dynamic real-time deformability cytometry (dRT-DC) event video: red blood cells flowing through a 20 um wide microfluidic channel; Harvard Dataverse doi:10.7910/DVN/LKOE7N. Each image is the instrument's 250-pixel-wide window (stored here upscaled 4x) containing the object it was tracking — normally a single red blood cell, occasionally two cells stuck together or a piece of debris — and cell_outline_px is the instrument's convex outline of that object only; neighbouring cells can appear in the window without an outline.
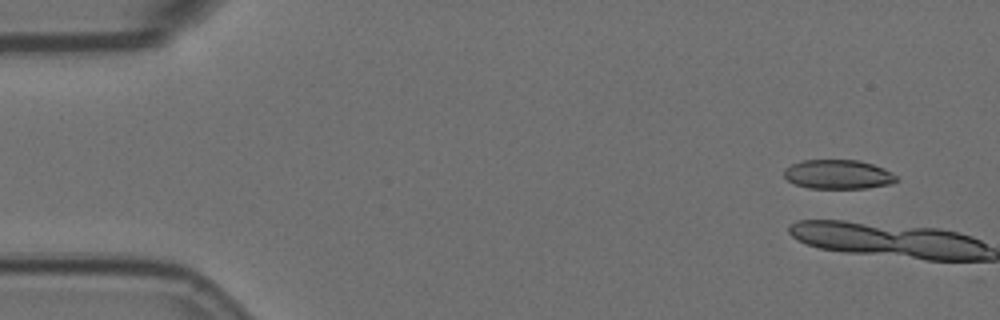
{"species": "Egyptian fruit bat (a non-hibernating species)", "species_latin": "Rousettus aegyptiacus", "temperature_condition": "room temperature", "stored_images_in_passage": 15, "camera_frame_rate_fps": 3000, "um_per_image_px": 0.085, "animal": {"sex": "female"}, "frame": {"image": 1, "passage_image": 1, "time_ms": 0.0, "image_size_px": [1000, 320], "cell_outline_px": [[900, 180], [892, 184], [868, 188], [808, 188], [796, 184], [788, 180], [784, 176], [784, 168], [792, 164], [804, 160], [856, 160], [872, 164], [884, 168], [892, 172]], "centroid_in_image_um": [71.27, 14.83], "position_along_channel_um": 13.7, "area_um2": 19.19}}
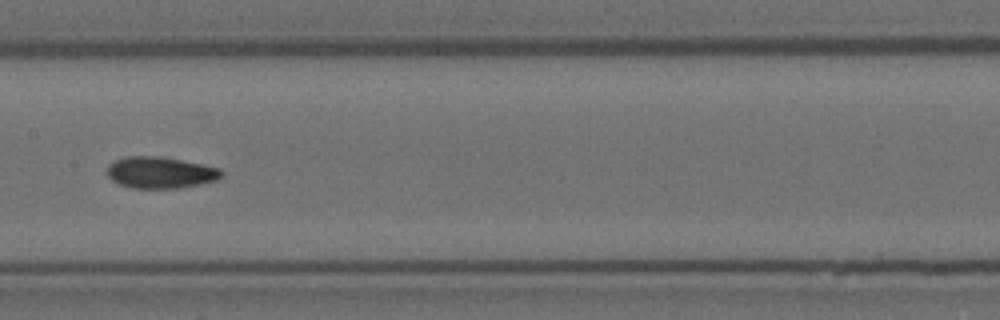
{"frame": {"image": 2, "passage_image": 8, "time_ms": 2.333, "image_size_px": [1000, 320], "cell_outline_px": [[224, 176], [216, 180], [200, 184], [176, 188], [132, 188], [120, 184], [112, 180], [108, 176], [108, 164], [116, 160], [128, 156], [156, 156], [180, 160], [220, 168], [224, 172]], "centroid_in_image_um": [13.65, 14.67], "position_along_channel_um": 193.8, "area_um2": 20.81}}
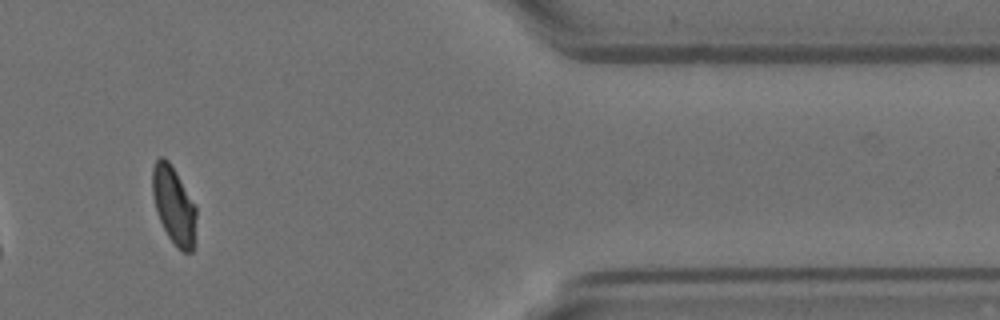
{"frame": {"image": 3, "passage_image": 14, "time_ms": 4.333, "image_size_px": [1000, 320], "cell_outline_px": [[196, 216], [192, 252], [180, 252], [176, 248], [168, 236], [160, 220], [156, 208], [152, 192], [152, 168], [156, 160], [160, 156], [164, 156], [168, 160], [196, 204]], "centroid_in_image_um": [14.77, 17.44], "position_along_channel_um": 396.6, "area_um2": 19.77}}